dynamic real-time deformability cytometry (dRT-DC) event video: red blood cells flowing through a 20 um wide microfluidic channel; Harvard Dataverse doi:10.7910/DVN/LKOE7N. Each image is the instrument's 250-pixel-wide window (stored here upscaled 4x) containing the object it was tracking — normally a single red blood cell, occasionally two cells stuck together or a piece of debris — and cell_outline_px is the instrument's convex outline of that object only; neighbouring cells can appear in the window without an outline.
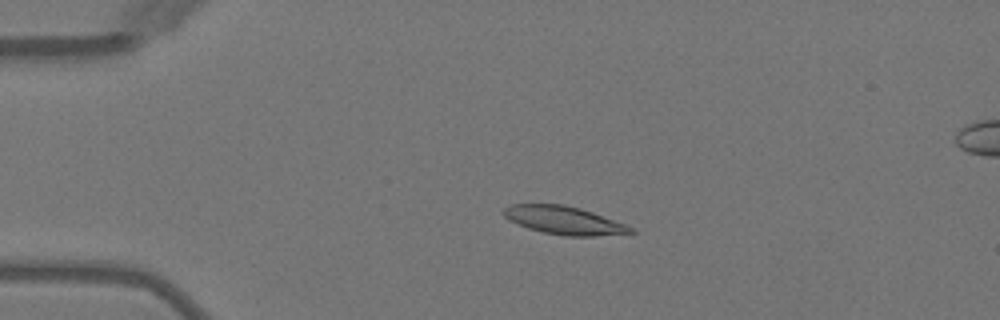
{"species": "Egyptian fruit bat (a non-hibernating species)", "species_latin": "Rousettus aegyptiacus", "temperature_condition": "warm", "stored_images_in_passage": 3, "camera_frame_rate_fps": 3000, "um_per_image_px": 0.085, "animal": {"sex": "female"}, "frame": {"image": 1, "passage_image": 2, "time_ms": 1.333, "image_size_px": [1000, 320], "cell_outline_px": [[636, 232], [596, 236], [564, 236], [544, 232], [528, 228], [508, 220], [500, 212], [508, 204], [564, 204], [580, 208], [592, 212], [624, 224], [632, 228]], "centroid_in_image_um": [47.87, 18.72], "position_along_channel_um": 37.1, "area_um2": 20.75}}